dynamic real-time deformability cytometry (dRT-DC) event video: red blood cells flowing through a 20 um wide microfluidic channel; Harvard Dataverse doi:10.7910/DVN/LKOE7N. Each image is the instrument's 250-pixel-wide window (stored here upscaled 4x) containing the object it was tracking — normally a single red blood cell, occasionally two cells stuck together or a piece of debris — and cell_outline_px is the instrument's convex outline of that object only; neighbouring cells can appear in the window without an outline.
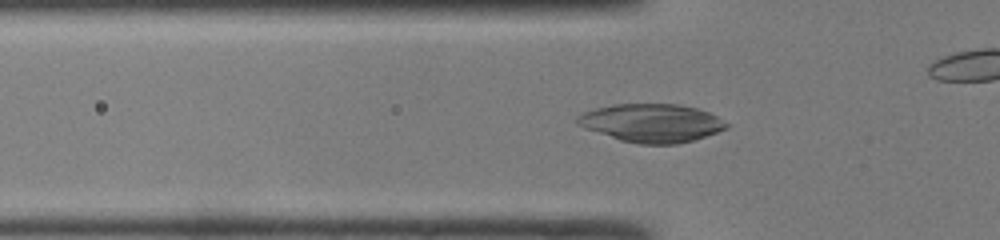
{"species": "common noctule bat (a hibernating species)", "species_latin": "Nyctalus noctula", "temperature_condition": "room temperature", "stored_images_in_passage": 40, "camera_frame_rate_fps": 3000, "um_per_image_px": 0.085, "animal": {"sex": "male", "body_mass_g": 19.0, "forearm_length_mm": 50.8}, "frame": {"image": 1, "passage_image": 17, "time_ms": 5.333, "image_size_px": [1000, 240], "cell_outline_px": [[728, 128], [692, 140], [676, 144], [640, 144], [620, 140], [584, 128], [576, 124], [576, 116], [584, 112], [596, 108], [612, 104], [680, 104], [696, 108], [708, 112], [716, 116], [728, 124]], "centroid_in_image_um": [55.35, 10.45], "position_along_channel_um": 70.5, "area_um2": 33.12}}
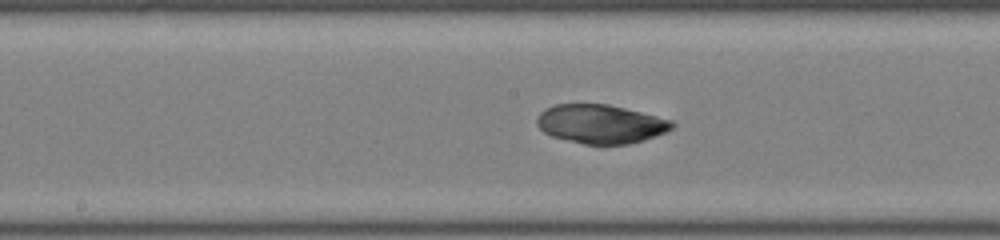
{"frame": {"image": 2, "passage_image": 26, "time_ms": 8.333, "image_size_px": [1000, 240], "cell_outline_px": [[676, 124], [668, 132], [644, 140], [628, 144], [584, 144], [552, 136], [544, 132], [536, 124], [536, 120], [540, 112], [544, 108], [556, 104], [608, 104], [672, 120]], "centroid_in_image_um": [51.06, 10.54], "position_along_channel_um": 197.1, "area_um2": 30.58}}
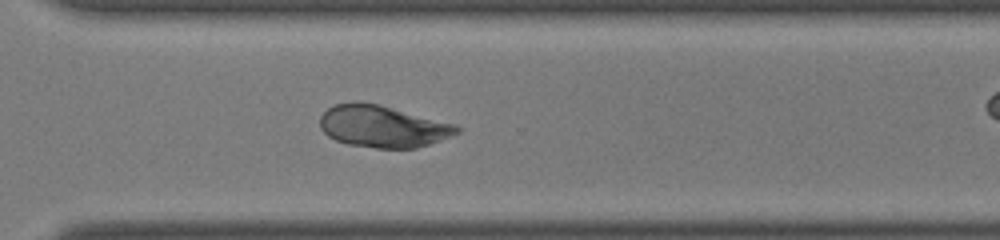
{"frame": {"image": 3, "passage_image": 36, "time_ms": 11.667, "image_size_px": [1000, 240], "cell_outline_px": [[460, 132], [440, 140], [416, 148], [376, 148], [348, 144], [336, 140], [328, 136], [320, 128], [320, 116], [332, 104], [352, 100], [360, 100], [380, 104], [456, 124], [460, 128]], "centroid_in_image_um": [32.49, 10.71], "position_along_channel_um": 338.1, "area_um2": 33.81}}